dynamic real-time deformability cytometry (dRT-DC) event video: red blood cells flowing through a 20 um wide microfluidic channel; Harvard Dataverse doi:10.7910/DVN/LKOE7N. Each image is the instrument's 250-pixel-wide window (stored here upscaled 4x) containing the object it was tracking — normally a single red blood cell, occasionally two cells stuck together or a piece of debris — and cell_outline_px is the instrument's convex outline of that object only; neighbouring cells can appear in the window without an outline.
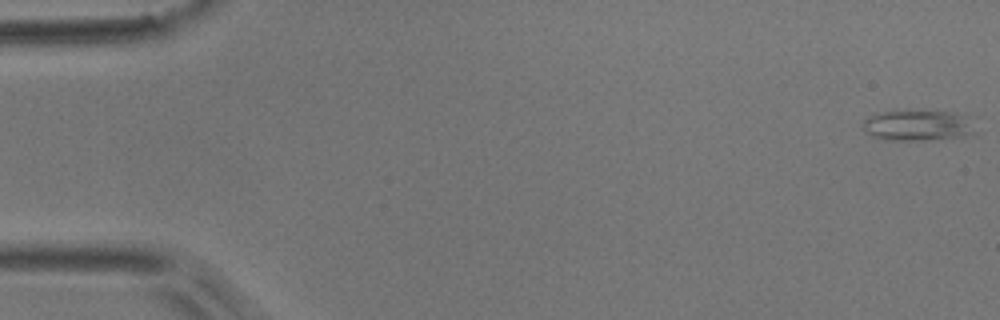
{"species": "common noctule bat (a hibernating species)", "species_latin": "Nyctalus noctula", "temperature_condition": "room temperature", "stored_images_in_passage": 17, "camera_frame_rate_fps": 3000, "um_per_image_px": 0.085, "animal": {"sex": "male", "body_mass_g": 17.9}, "frame": {"image": 1, "passage_image": 1, "time_ms": 0.0, "image_size_px": [1000, 320], "cell_outline_px": [[976, 132], [964, 136], [928, 140], [888, 140], [872, 136], [864, 128], [864, 120], [880, 112], [952, 112], [972, 116]], "centroid_in_image_um": [78.13, 10.67], "position_along_channel_um": 6.9, "area_um2": 19.83}}
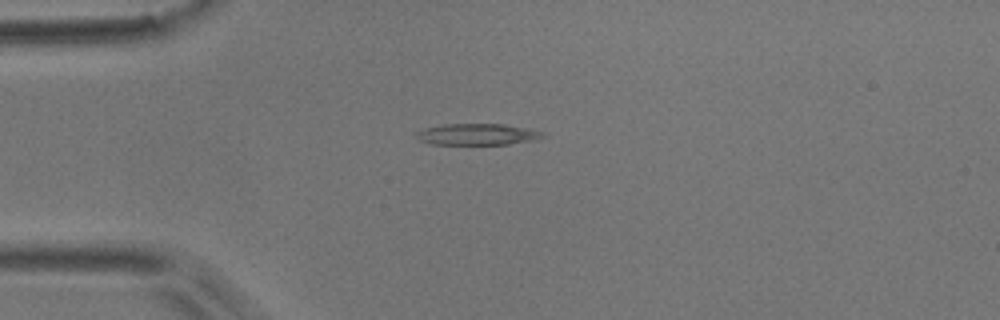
{"frame": {"image": 2, "passage_image": 14, "time_ms": 4.333, "image_size_px": [1000, 320], "cell_outline_px": [[548, 136], [536, 140], [508, 144], [432, 144], [420, 140], [416, 136], [416, 132], [424, 128], [444, 124], [504, 124], [544, 132]], "centroid_in_image_um": [40.61, 11.42], "position_along_channel_um": 44.4, "area_um2": 15.72}}